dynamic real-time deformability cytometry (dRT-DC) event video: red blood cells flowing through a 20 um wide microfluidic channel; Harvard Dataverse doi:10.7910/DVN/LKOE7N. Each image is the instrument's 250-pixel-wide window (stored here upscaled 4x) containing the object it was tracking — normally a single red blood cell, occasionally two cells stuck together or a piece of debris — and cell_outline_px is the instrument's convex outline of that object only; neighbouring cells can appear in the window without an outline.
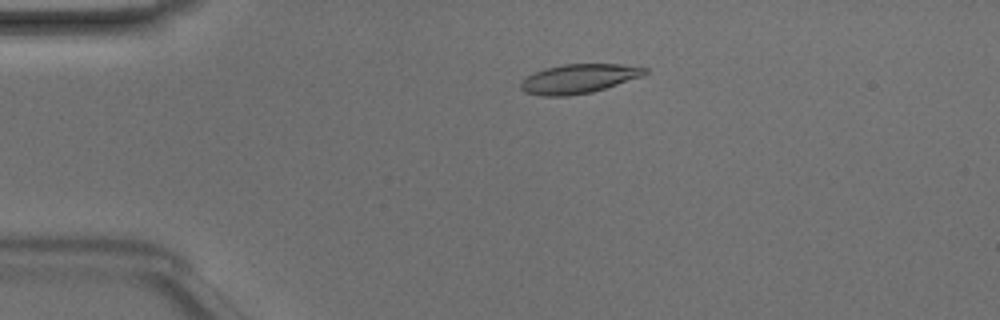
{"species": "Egyptian fruit bat (a non-hibernating species)", "species_latin": "Rousettus aegyptiacus", "temperature_condition": "room temperature", "stored_images_in_passage": 49, "camera_frame_rate_fps": 3000, "um_per_image_px": 0.085, "animal": {"sex": "male"}, "frame": {"image": 1, "passage_image": 11, "time_ms": 3.333, "image_size_px": [1000, 320], "cell_outline_px": [[648, 72], [644, 76], [592, 92], [568, 96], [540, 96], [524, 92], [520, 88], [520, 80], [536, 72], [548, 68], [564, 64], [620, 64], [648, 68]], "centroid_in_image_um": [49.2, 6.7], "position_along_channel_um": 35.8, "area_um2": 21.15}}
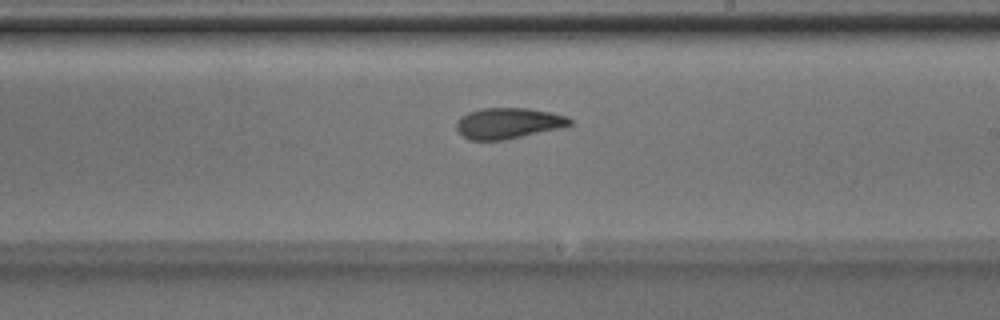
{"frame": {"image": 2, "passage_image": 29, "time_ms": 9.333, "image_size_px": [1000, 320], "cell_outline_px": [[572, 124], [564, 128], [504, 140], [468, 140], [456, 128], [456, 120], [460, 116], [468, 112], [480, 108], [528, 108], [552, 112], [568, 116], [572, 120]], "centroid_in_image_um": [43.23, 10.47], "position_along_channel_um": 245.8, "area_um2": 20.75}}
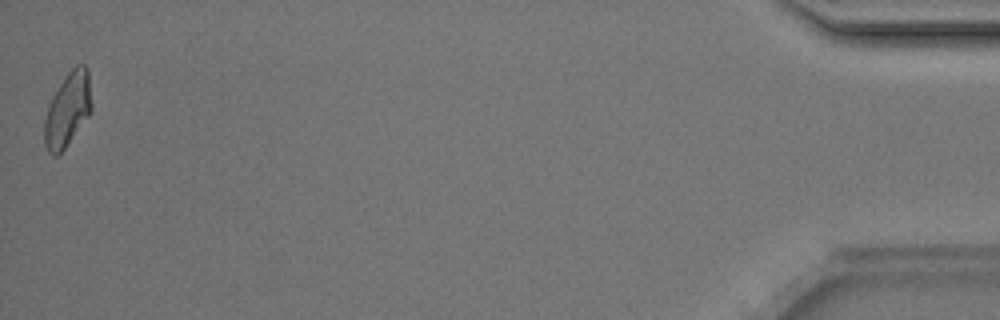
{"frame": {"image": 3, "passage_image": 49, "time_ms": 16.0, "image_size_px": [1000, 320], "cell_outline_px": [[92, 112], [64, 148], [56, 156], [52, 156], [48, 152], [44, 144], [44, 120], [52, 96], [68, 72], [76, 64], [84, 64], [88, 68], [92, 104]], "centroid_in_image_um": [5.76, 9.3], "position_along_channel_um": 429.4, "area_um2": 20.35}, "authors_computed_cell_mechanics": {"area_um2": 20.7502, "velocity_mm_per_s": 4.1638, "shape_relaxation_time_tau1_ms": 4.92, "shape_relaxation_time_tau2_ms": 2.4267, "deformation_change_tau1": 0.1583, "deformation_change_tau2": 0.0888}}